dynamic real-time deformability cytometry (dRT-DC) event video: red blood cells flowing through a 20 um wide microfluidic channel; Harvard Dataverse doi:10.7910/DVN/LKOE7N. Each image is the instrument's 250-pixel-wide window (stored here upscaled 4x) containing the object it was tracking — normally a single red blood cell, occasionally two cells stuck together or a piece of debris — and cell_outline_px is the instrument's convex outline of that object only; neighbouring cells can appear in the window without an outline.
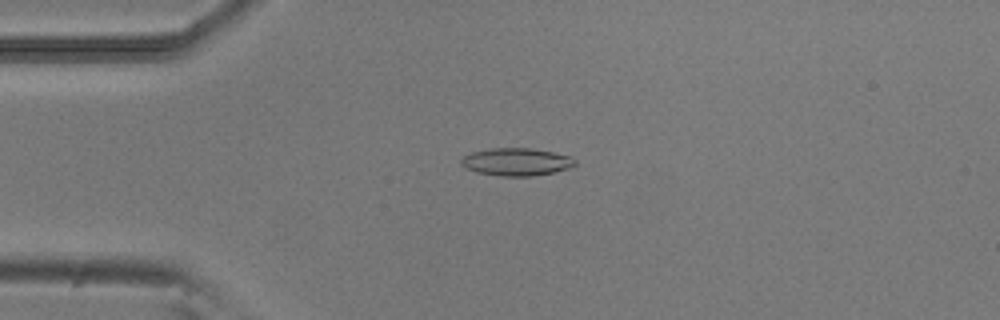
{"species": "common noctule bat (a hibernating species)", "species_latin": "Nyctalus noctula", "temperature_condition": "room temperature", "stored_images_in_passage": 52, "camera_frame_rate_fps": 3000, "um_per_image_px": 0.085, "animal": {"sex": "male", "body_mass_g": 20.5, "forearm_length_mm": 52.5}, "frame": {"image": 1, "passage_image": 13, "time_ms": 4.0, "image_size_px": [1000, 320], "cell_outline_px": [[576, 164], [568, 168], [556, 172], [532, 176], [500, 176], [476, 172], [464, 168], [460, 164], [460, 160], [464, 156], [472, 152], [488, 148], [532, 148], [572, 156], [576, 160]], "centroid_in_image_um": [43.88, 13.76], "position_along_channel_um": 41.1, "area_um2": 18.55}}
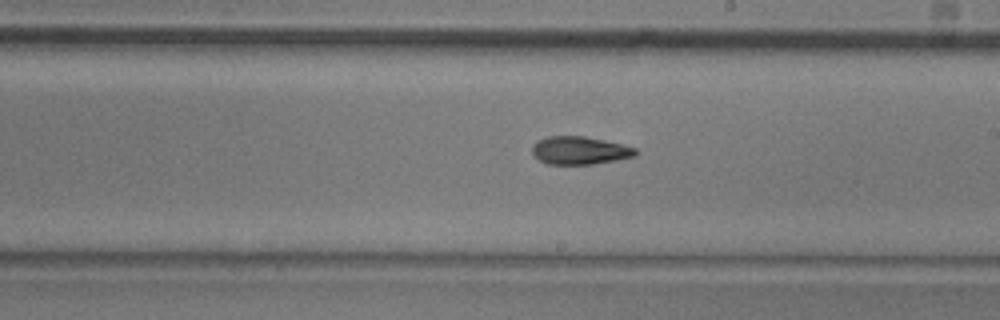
{"frame": {"image": 2, "passage_image": 30, "time_ms": 9.667, "image_size_px": [1000, 320], "cell_outline_px": [[636, 156], [616, 160], [592, 164], [544, 164], [532, 152], [532, 144], [536, 140], [548, 136], [584, 136], [620, 144], [636, 148]], "centroid_in_image_um": [49.23, 12.79], "position_along_channel_um": 239.8, "area_um2": 16.76}}
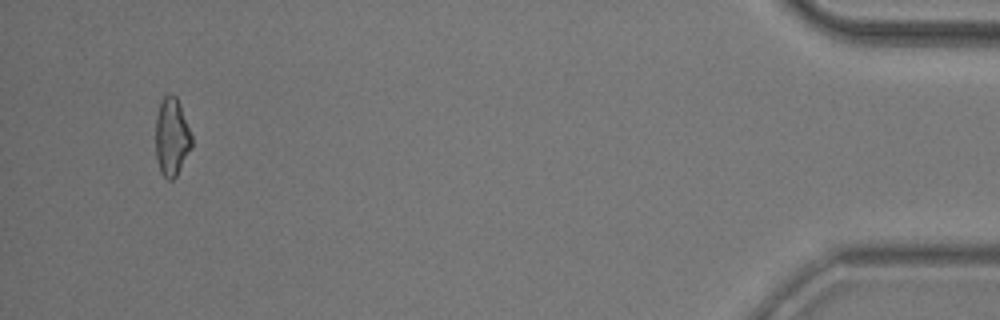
{"frame": {"image": 3, "passage_image": 50, "time_ms": 16.333, "image_size_px": [1000, 320], "cell_outline_px": [[192, 148], [176, 176], [172, 180], [168, 180], [160, 172], [156, 156], [156, 116], [160, 104], [164, 96], [168, 92], [172, 92], [176, 96], [180, 104], [192, 136]], "centroid_in_image_um": [14.6, 11.63], "position_along_channel_um": 420.6, "area_um2": 16.53}, "authors_computed_cell_mechanics": {"area_um2": 16.9065, "velocity_mm_per_s": 3.8967, "shape_relaxation_time_tau1_ms": 5.6356, "shape_relaxation_time_tau2_ms": 4.8513, "deformation_change_tau1": 0.1633, "deformation_change_tau2": 0.1176}}